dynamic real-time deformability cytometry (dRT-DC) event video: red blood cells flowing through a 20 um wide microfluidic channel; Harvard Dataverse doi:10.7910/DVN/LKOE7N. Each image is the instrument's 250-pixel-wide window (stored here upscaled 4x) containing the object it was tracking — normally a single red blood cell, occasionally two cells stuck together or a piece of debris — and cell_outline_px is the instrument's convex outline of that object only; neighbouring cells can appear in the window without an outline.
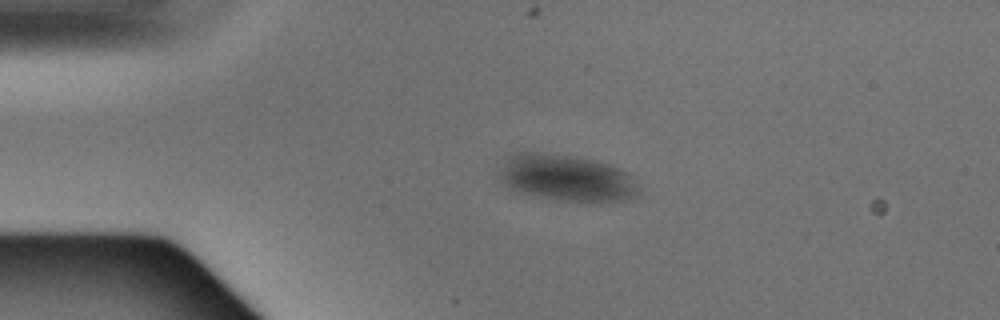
{"species": "Egyptian fruit bat (a non-hibernating species)", "species_latin": "Rousettus aegyptiacus", "temperature_condition": "warm", "stored_images_in_passage": 2, "camera_frame_rate_fps": 3000, "um_per_image_px": 0.085, "animal": {"sex": "male"}, "frame": {"image": 1, "passage_image": 1, "time_ms": 0.0, "image_size_px": [1000, 320], "cell_outline_px": [[640, 192], [636, 196], [628, 200], [600, 204], [588, 204], [532, 196], [520, 192], [512, 188], [500, 176], [500, 168], [504, 160], [512, 152], [540, 152], [576, 156], [596, 160], [608, 164], [628, 172], [636, 184]], "centroid_in_image_um": [48.22, 15.15], "position_along_channel_um": 36.8, "area_um2": 38.67}}